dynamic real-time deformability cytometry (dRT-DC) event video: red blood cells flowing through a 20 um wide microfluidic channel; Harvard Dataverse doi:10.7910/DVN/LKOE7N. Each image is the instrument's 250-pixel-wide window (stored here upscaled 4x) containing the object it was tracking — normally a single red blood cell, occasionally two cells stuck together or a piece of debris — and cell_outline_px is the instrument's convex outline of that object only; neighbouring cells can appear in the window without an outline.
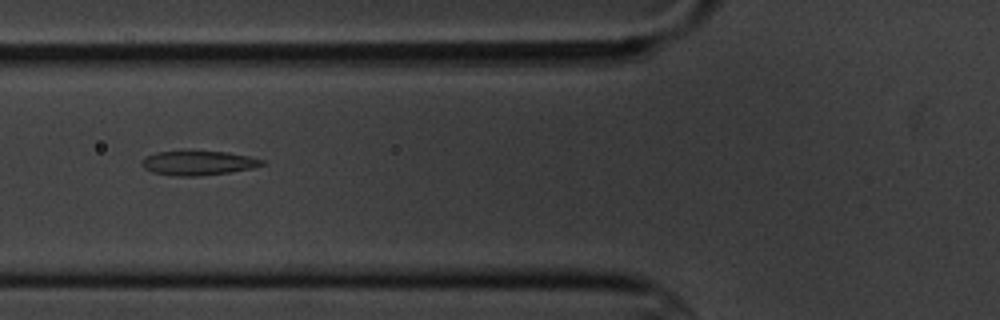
{"species": "common noctule bat (a hibernating species)", "species_latin": "Nyctalus noctula", "temperature_condition": "cold", "stored_images_in_passage": 6, "camera_frame_rate_fps": 3000, "um_per_image_px": 0.085, "animal": {"sex": "male", "body_mass_g": 20.1, "forearm_length_mm": 53.5}, "frame": {"image": 1, "passage_image": 3, "time_ms": 2.333, "image_size_px": [1000, 320], "cell_outline_px": [[264, 164], [252, 168], [232, 172], [196, 176], [172, 176], [152, 172], [144, 168], [140, 164], [144, 156], [156, 152], [180, 148], [224, 152], [248, 156], [264, 160]], "centroid_in_image_um": [16.75, 13.81], "position_along_channel_um": 109.0, "area_um2": 17.86}}
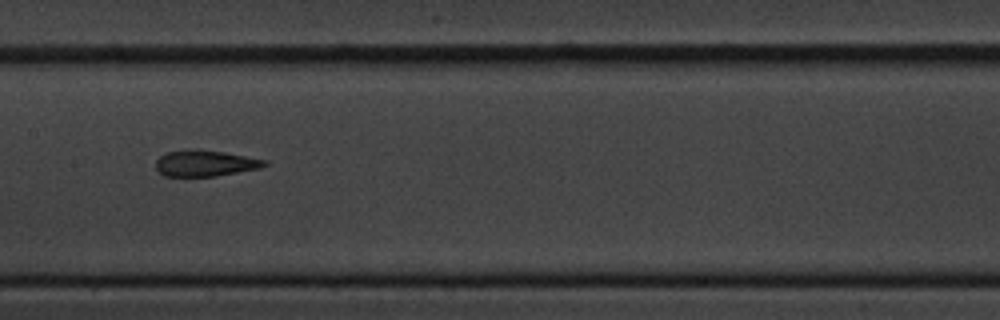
{"frame": {"image": 2, "passage_image": 5, "time_ms": 4.667, "image_size_px": [1000, 320], "cell_outline_px": [[268, 164], [260, 168], [216, 176], [164, 176], [156, 168], [156, 160], [160, 156], [168, 152], [192, 148], [200, 148], [224, 152], [268, 160]], "centroid_in_image_um": [17.45, 13.86], "position_along_channel_um": 190.0, "area_um2": 16.7}}
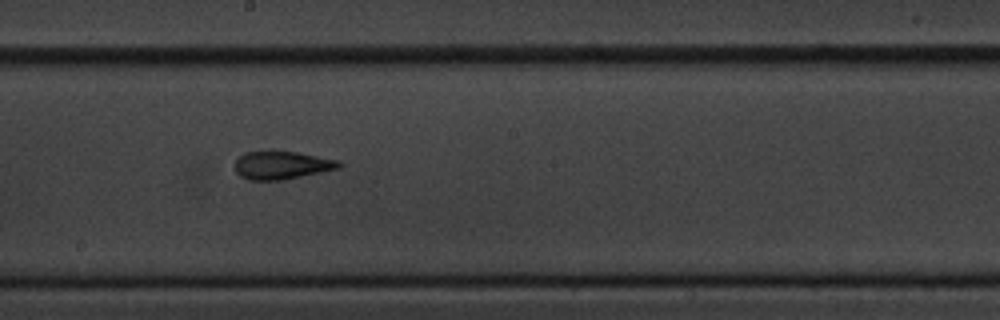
{"frame": {"image": 3, "passage_image": 6, "time_ms": 5.667, "image_size_px": [1000, 320], "cell_outline_px": [[344, 164], [340, 168], [284, 180], [248, 180], [240, 176], [236, 172], [236, 160], [244, 152], [296, 152], [340, 160]], "centroid_in_image_um": [23.99, 14.06], "position_along_channel_um": 224.2, "area_um2": 16.94}}